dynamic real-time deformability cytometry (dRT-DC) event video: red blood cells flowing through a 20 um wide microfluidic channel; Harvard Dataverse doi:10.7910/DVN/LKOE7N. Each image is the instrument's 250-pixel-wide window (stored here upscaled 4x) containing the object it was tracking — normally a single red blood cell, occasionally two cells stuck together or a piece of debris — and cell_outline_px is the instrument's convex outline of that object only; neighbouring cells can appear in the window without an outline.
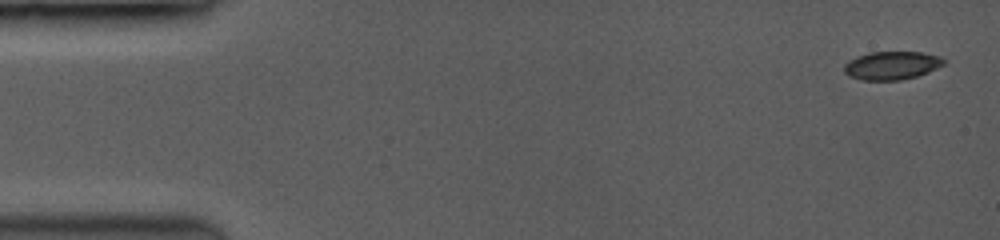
{"species": "common noctule bat (a hibernating species)", "species_latin": "Nyctalus noctula", "temperature_condition": "room temperature", "stored_images_in_passage": 41, "camera_frame_rate_fps": 3500, "um_per_image_px": 0.085, "animal": {"sex": "female", "body_mass_g": 19.0, "forearm_length_mm": 53.3}, "frame": {"image": 1, "passage_image": 1, "time_ms": 0.0, "image_size_px": [1000, 240], "cell_outline_px": [[944, 64], [928, 72], [916, 76], [900, 80], [860, 80], [848, 76], [844, 72], [844, 64], [860, 56], [872, 52], [920, 52], [940, 56], [944, 60]], "centroid_in_image_um": [75.8, 5.57], "position_along_channel_um": 9.2, "area_um2": 16.18}}